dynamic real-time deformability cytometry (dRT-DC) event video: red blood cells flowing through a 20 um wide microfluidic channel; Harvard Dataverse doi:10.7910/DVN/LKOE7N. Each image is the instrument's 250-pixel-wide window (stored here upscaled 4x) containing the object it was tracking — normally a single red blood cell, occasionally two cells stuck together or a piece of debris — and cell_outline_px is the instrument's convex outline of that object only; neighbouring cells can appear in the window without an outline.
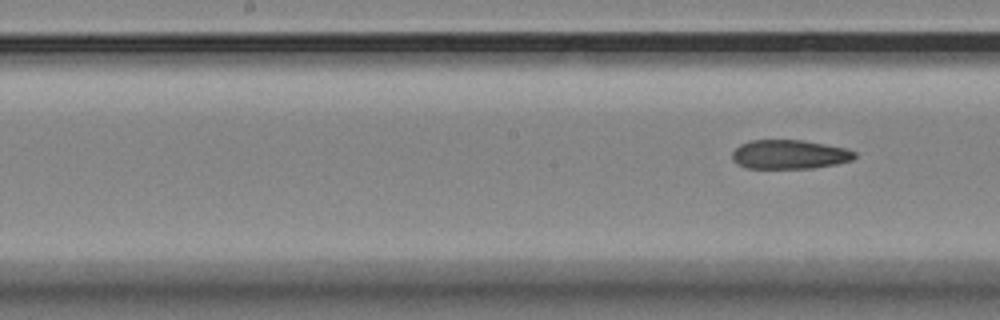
{"species": "Egyptian fruit bat (a non-hibernating species)", "species_latin": "Rousettus aegyptiacus", "temperature_condition": "room temperature", "stored_images_in_passage": 7, "segment_of_instrument_passage": [2, 2], "camera_frame_rate_fps": 3000, "um_per_image_px": 0.085, "animal": {"sex": "female"}, "frame": {"image": 1, "passage_image": 7, "time_ms": 2.0, "image_size_px": [1000, 320], "cell_outline_px": [[856, 156], [852, 160], [836, 164], [812, 168], [744, 168], [736, 164], [732, 160], [732, 152], [740, 144], [752, 140], [800, 140], [824, 144], [844, 148], [856, 152]], "centroid_in_image_um": [67.06, 13.13], "position_along_channel_um": 181.1, "area_um2": 20.75}}